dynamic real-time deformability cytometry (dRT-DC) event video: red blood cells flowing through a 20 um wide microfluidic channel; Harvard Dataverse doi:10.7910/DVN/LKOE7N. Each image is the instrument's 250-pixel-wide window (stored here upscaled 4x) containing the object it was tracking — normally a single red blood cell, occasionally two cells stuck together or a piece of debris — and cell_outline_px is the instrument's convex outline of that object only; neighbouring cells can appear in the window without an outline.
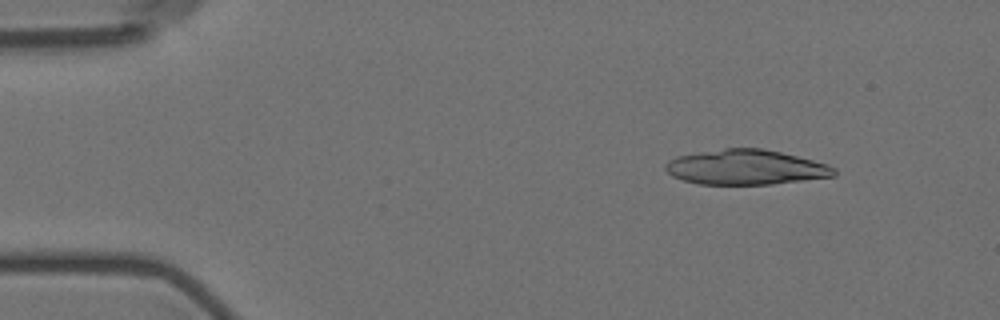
{"species": "Egyptian fruit bat (a non-hibernating species)", "species_latin": "Rousettus aegyptiacus", "temperature_condition": "room temperature", "stored_images_in_passage": 6, "camera_frame_rate_fps": 3000, "um_per_image_px": 0.085, "animal": {"sex": "female"}, "frame": {"image": 1, "passage_image": 2, "time_ms": 1.333, "image_size_px": [1000, 320], "cell_outline_px": [[836, 176], [772, 184], [696, 184], [672, 176], [664, 168], [664, 164], [668, 160], [676, 156], [724, 148], [764, 148], [828, 164], [836, 168]], "centroid_in_image_um": [63.38, 14.21], "position_along_channel_um": 21.6, "area_um2": 34.39}}